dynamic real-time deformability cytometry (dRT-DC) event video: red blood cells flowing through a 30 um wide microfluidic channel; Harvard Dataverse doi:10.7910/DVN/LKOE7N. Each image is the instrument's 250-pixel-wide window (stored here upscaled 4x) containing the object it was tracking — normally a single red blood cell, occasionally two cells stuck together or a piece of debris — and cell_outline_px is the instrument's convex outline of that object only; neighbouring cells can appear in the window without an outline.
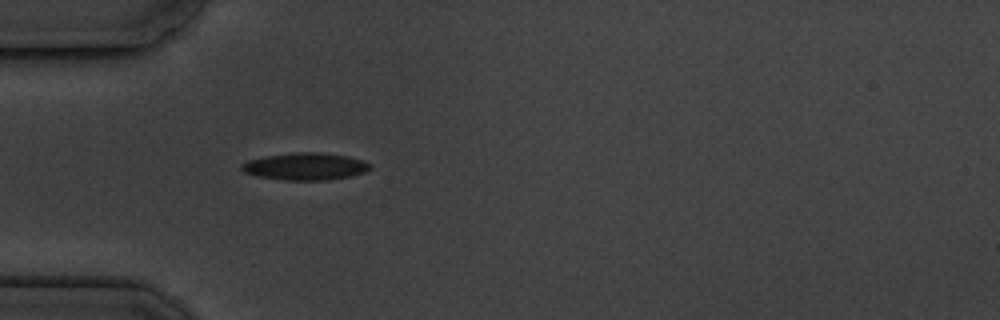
{"species": "common noctule bat (a hibernating species)", "species_latin": "Nyctalus noctula", "temperature_condition": "cold", "stored_images_in_passage": 1, "camera_frame_rate_fps": 3000, "um_per_image_px": 0.085, "animal": {"sex": "male", "body_mass_g": 19.5, "forearm_length_mm": 54.6}, "frame": {"image": 1, "passage_image": 1, "time_ms": 0.0, "image_size_px": [1000, 320], "cell_outline_px": [[372, 168], [364, 172], [348, 176], [328, 180], [284, 180], [256, 176], [244, 172], [240, 168], [240, 164], [248, 160], [268, 156], [296, 152], [316, 152], [348, 156], [372, 164]], "centroid_in_image_um": [25.93, 14.15], "position_along_channel_um": 59.1, "area_um2": 20.23}}